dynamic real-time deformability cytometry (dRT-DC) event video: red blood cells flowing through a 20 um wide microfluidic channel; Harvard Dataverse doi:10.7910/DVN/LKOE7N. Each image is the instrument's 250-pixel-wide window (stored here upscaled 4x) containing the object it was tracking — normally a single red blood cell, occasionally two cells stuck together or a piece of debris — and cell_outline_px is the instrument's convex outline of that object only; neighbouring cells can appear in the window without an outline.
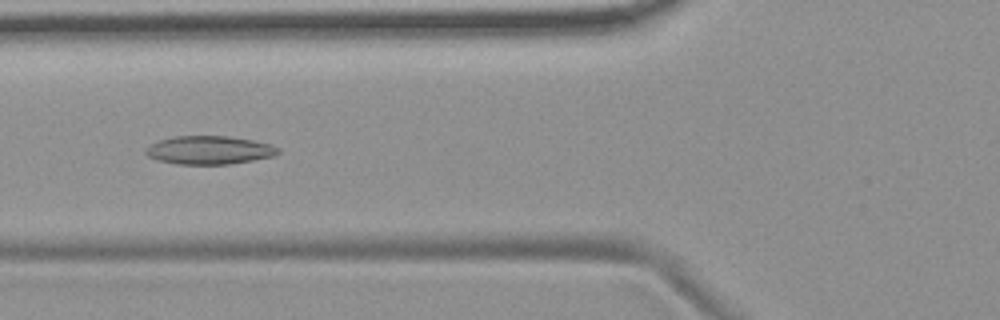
{"species": "common noctule bat (a hibernating species)", "species_latin": "Nyctalus noctula", "temperature_condition": "room temperature", "stored_images_in_passage": 8, "camera_frame_rate_fps": 3000, "um_per_image_px": 0.085, "animal": {"sex": "female", "body_mass_g": 19.9}, "frame": {"image": 1, "passage_image": 6, "time_ms": 6.0, "image_size_px": [1000, 320], "cell_outline_px": [[280, 152], [272, 156], [232, 164], [176, 164], [156, 160], [148, 156], [144, 152], [144, 148], [160, 140], [176, 136], [228, 136], [252, 140], [272, 144], [280, 148]], "centroid_in_image_um": [17.78, 12.76], "position_along_channel_um": 108.0, "area_um2": 21.91}}
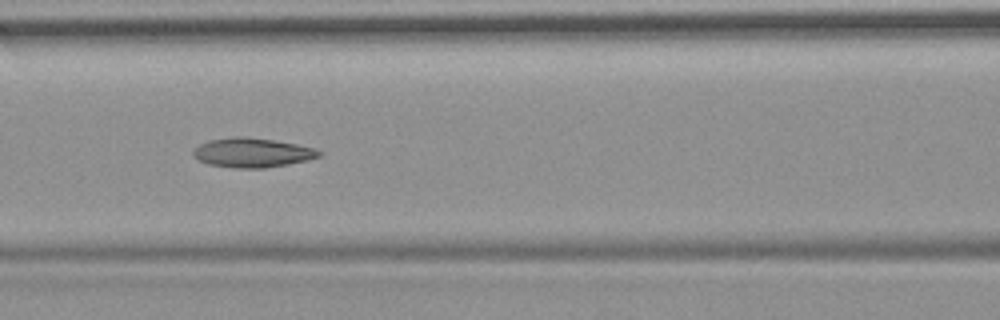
{"frame": {"image": 2, "passage_image": 7, "time_ms": 7.0, "image_size_px": [1000, 320], "cell_outline_px": [[324, 152], [320, 156], [308, 160], [288, 164], [264, 168], [236, 168], [208, 164], [192, 156], [192, 148], [208, 140], [232, 136], [244, 136], [272, 140], [296, 144], [316, 148]], "centroid_in_image_um": [21.43, 12.97], "position_along_channel_um": 145.2, "area_um2": 21.73}}
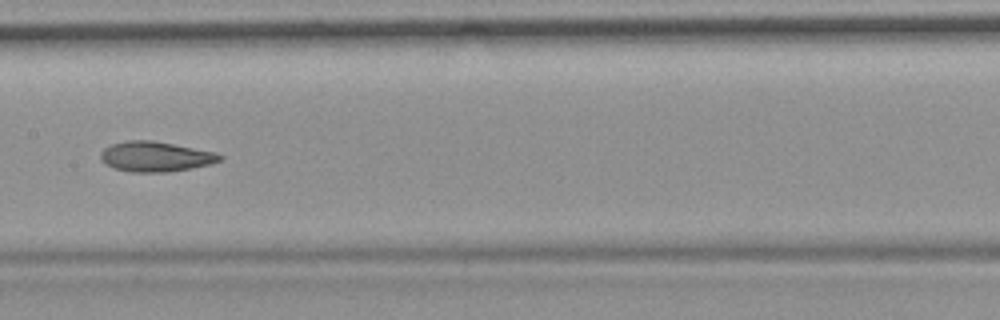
{"frame": {"image": 3, "passage_image": 8, "time_ms": 8.333, "image_size_px": [1000, 320], "cell_outline_px": [[224, 156], [220, 160], [212, 164], [168, 172], [132, 172], [112, 168], [104, 164], [100, 160], [100, 152], [104, 148], [112, 144], [128, 140], [152, 140], [216, 152]], "centroid_in_image_um": [13.19, 13.31], "position_along_channel_um": 194.2, "area_um2": 21.04}}